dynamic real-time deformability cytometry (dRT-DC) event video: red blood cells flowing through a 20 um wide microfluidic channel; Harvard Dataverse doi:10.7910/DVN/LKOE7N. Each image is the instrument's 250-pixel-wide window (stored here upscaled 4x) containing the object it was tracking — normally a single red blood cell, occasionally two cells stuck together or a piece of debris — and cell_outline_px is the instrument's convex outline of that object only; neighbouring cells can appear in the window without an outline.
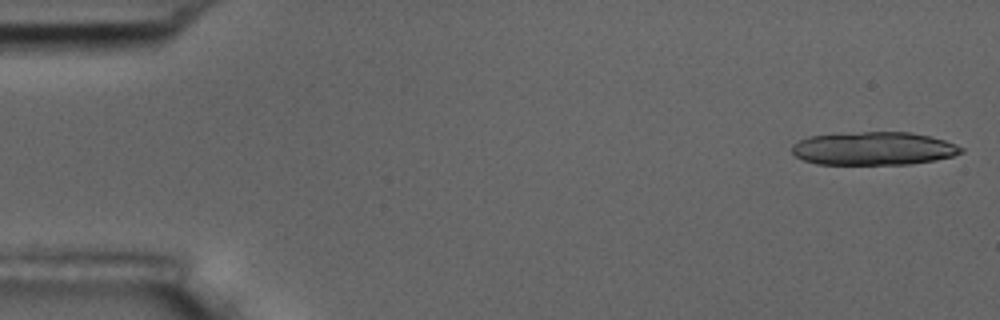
{"species": "common noctule bat (a hibernating species)", "species_latin": "Nyctalus noctula", "temperature_condition": "room temperature", "stored_images_in_passage": 5, "camera_frame_rate_fps": 3000, "um_per_image_px": 0.085, "animal": {"sex": "male", "body_mass_g": 17.5, "forearm_length_mm": 52.3}, "frame": {"image": 1, "passage_image": 1, "time_ms": 0.0, "image_size_px": [1000, 320], "cell_outline_px": [[964, 152], [952, 156], [936, 160], [908, 164], [816, 164], [804, 160], [796, 156], [792, 152], [792, 144], [808, 136], [860, 132], [912, 132], [944, 140], [956, 144], [964, 148]], "centroid_in_image_um": [74.27, 12.62], "position_along_channel_um": 10.7, "area_um2": 32.71}}